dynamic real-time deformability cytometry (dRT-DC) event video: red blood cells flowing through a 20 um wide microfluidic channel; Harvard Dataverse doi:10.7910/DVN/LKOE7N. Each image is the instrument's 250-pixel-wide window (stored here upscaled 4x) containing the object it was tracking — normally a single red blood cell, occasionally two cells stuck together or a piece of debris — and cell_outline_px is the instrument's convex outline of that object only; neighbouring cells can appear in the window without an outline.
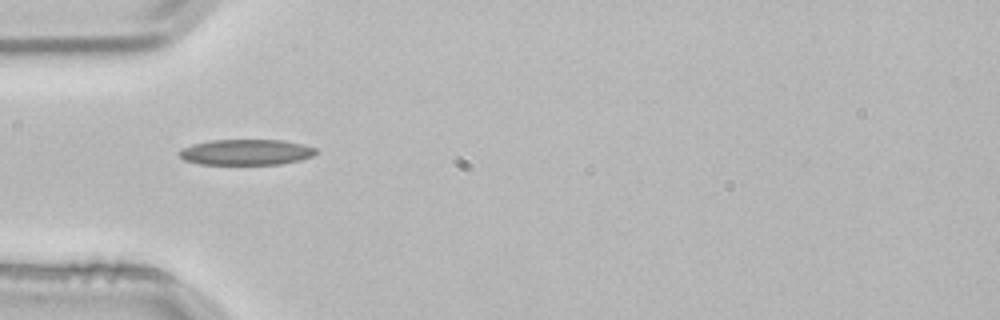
{"species": "common noctule bat (a hibernating species)", "species_latin": "Nyctalus noctula", "temperature_condition": "room temperature", "stored_images_in_passage": 5, "camera_frame_rate_fps": 3000, "um_per_image_px": 0.085, "animal": {"sex": "male", "body_mass_g": 21.5, "forearm_length_mm": 52.0}, "frame": {"image": 1, "passage_image": 5, "time_ms": 1.333, "image_size_px": [1000, 320], "cell_outline_px": [[320, 152], [312, 156], [300, 160], [280, 164], [200, 164], [184, 160], [180, 156], [180, 152], [184, 148], [192, 144], [212, 140], [284, 140], [304, 144], [316, 148]], "centroid_in_image_um": [20.99, 12.93], "position_along_channel_um": 64.0, "area_um2": 20.46}}